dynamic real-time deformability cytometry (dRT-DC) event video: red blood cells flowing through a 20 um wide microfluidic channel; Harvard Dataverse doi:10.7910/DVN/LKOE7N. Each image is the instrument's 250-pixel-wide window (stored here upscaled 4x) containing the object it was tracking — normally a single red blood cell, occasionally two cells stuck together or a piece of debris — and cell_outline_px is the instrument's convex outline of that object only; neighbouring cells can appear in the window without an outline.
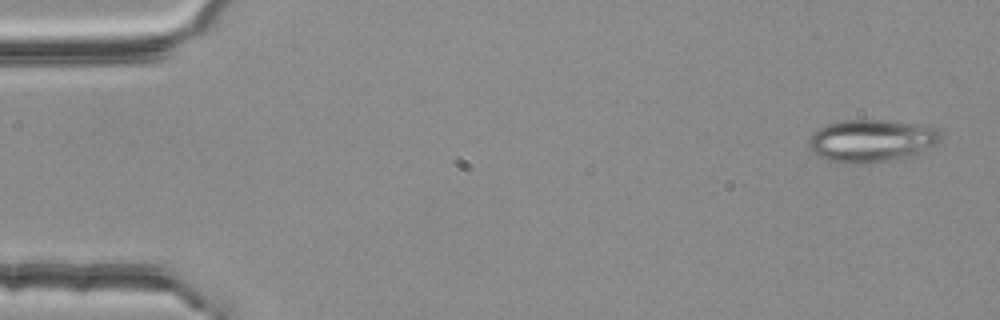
{"species": "common noctule bat (a hibernating species)", "species_latin": "Nyctalus noctula", "temperature_condition": "room temperature", "stored_images_in_passage": 53, "camera_frame_rate_fps": 3000, "um_per_image_px": 0.085, "animal": {"sex": "female", "body_mass_g": 25.1}, "frame": {"image": 1, "passage_image": 2, "time_ms": 0.333, "image_size_px": [1000, 320], "cell_outline_px": [[940, 140], [920, 152], [912, 156], [864, 164], [852, 164], [828, 160], [816, 156], [812, 152], [808, 144], [808, 140], [812, 132], [828, 124], [844, 120], [884, 120], [940, 128]], "centroid_in_image_um": [74.02, 11.97], "position_along_channel_um": 11.0, "area_um2": 32.54}}
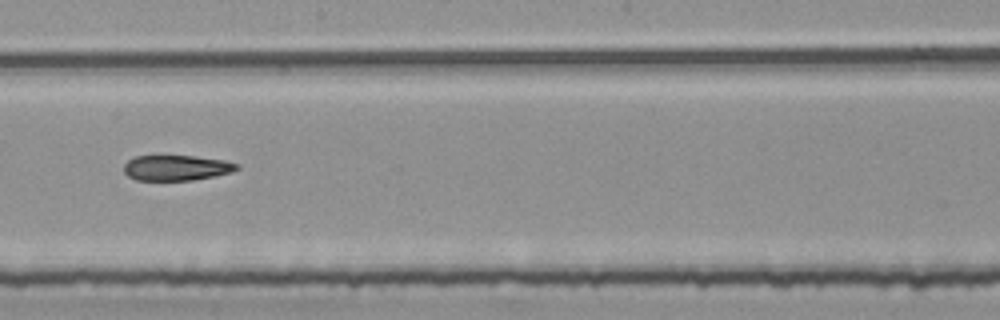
{"frame": {"image": 2, "passage_image": 30, "time_ms": 9.667, "image_size_px": [1000, 320], "cell_outline_px": [[240, 168], [232, 172], [192, 180], [136, 180], [128, 176], [124, 172], [124, 164], [128, 160], [136, 156], [192, 156], [224, 160], [240, 164]], "centroid_in_image_um": [15.0, 14.26], "position_along_channel_um": 233.2, "area_um2": 16.65}}
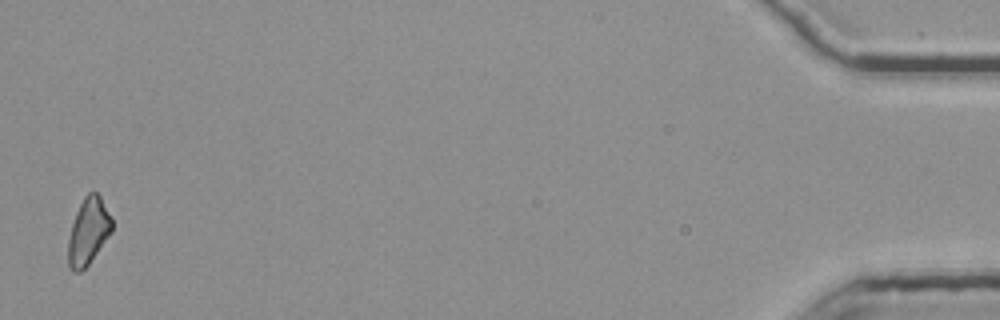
{"frame": {"image": 3, "passage_image": 53, "time_ms": 17.333, "image_size_px": [1000, 320], "cell_outline_px": [[112, 232], [88, 264], [80, 272], [72, 272], [68, 268], [68, 236], [76, 212], [84, 196], [88, 192], [96, 192], [100, 196], [112, 216]], "centroid_in_image_um": [7.5, 19.67], "position_along_channel_um": 427.7, "area_um2": 17.11}}